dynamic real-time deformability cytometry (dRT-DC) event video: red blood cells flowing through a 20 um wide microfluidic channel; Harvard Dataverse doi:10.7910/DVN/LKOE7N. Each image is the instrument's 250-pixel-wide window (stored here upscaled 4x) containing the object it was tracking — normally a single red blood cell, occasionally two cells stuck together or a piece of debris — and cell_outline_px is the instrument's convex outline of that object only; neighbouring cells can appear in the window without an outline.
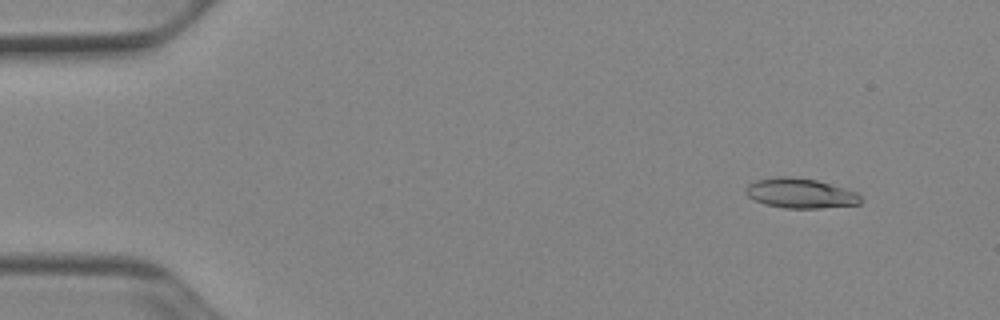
{"species": "Egyptian fruit bat (a non-hibernating species)", "species_latin": "Rousettus aegyptiacus", "temperature_condition": "cold", "stored_images_in_passage": 52, "camera_frame_rate_fps": 3000, "um_per_image_px": 0.085, "animal": {"sex": "female"}, "frame": {"image": 1, "passage_image": 5, "time_ms": 1.333, "image_size_px": [1000, 320], "cell_outline_px": [[864, 200], [860, 204], [820, 208], [784, 208], [764, 204], [748, 196], [744, 192], [744, 188], [748, 184], [756, 180], [776, 176], [788, 176], [816, 180], [844, 188], [856, 192]], "centroid_in_image_um": [68.01, 16.43], "position_along_channel_um": 17.0, "area_um2": 20.06}}
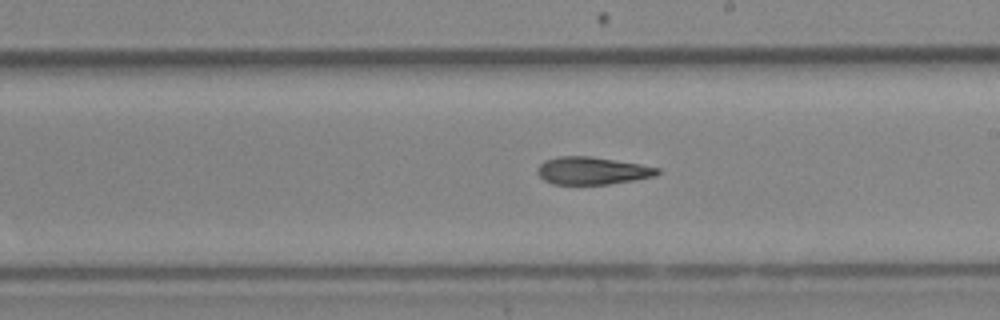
{"frame": {"image": 2, "passage_image": 30, "time_ms": 9.667, "image_size_px": [1000, 320], "cell_outline_px": [[660, 172], [656, 176], [636, 180], [608, 184], [552, 184], [544, 180], [536, 172], [536, 168], [544, 160], [560, 156], [588, 156], [640, 164], [660, 168]], "centroid_in_image_um": [50.33, 14.51], "position_along_channel_um": 238.7, "area_um2": 19.31}}
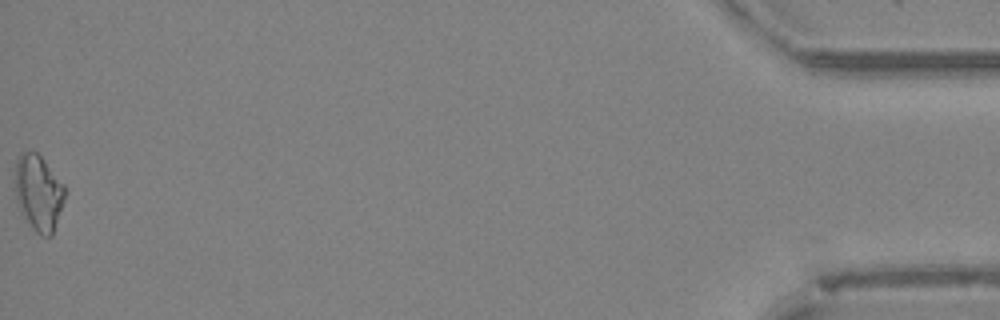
{"frame": {"image": 3, "passage_image": 52, "time_ms": 17.0, "image_size_px": [1000, 320], "cell_outline_px": [[68, 192], [52, 236], [40, 236], [32, 228], [20, 212], [16, 200], [16, 160], [20, 152], [36, 152], [44, 160], [64, 184]], "centroid_in_image_um": [3.31, 16.41], "position_along_channel_um": 431.9, "area_um2": 22.25}, "authors_computed_cell_mechanics": {"area_um2": 19.7676, "velocity_mm_per_s": 3.9307, "shape_relaxation_time_tau1_ms": 6.9867, "shape_relaxation_time_tau2_ms": 5.5533, "deformation_change_tau1": 0.1835, "deformation_change_tau2": 0.1599}}